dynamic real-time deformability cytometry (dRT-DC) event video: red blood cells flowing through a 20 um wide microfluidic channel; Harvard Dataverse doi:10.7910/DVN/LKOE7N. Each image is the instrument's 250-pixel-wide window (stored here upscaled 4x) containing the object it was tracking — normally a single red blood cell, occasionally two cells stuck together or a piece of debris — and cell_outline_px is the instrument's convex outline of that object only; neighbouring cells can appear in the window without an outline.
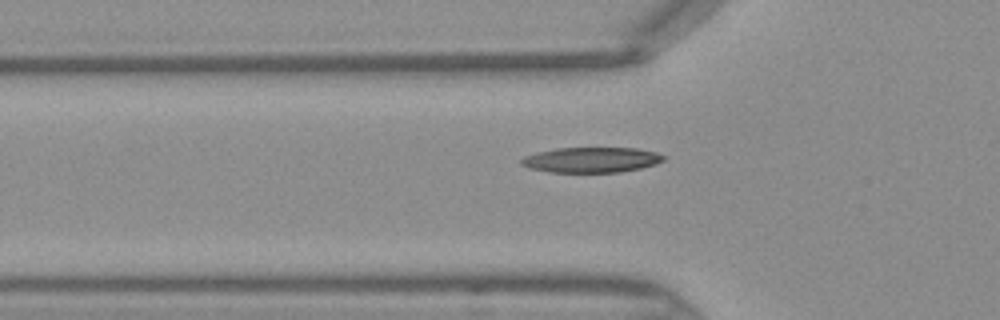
{"species": "Egyptian fruit bat (a non-hibernating species)", "species_latin": "Rousettus aegyptiacus", "temperature_condition": "warm", "stored_images_in_passage": 31, "camera_frame_rate_fps": 3000, "um_per_image_px": 0.085, "frame": {"image": 1, "passage_image": 6, "time_ms": 1.667, "image_size_px": [1000, 320], "cell_outline_px": [[664, 160], [656, 164], [640, 168], [620, 172], [548, 172], [528, 168], [520, 164], [520, 160], [524, 156], [536, 152], [556, 148], [636, 148], [656, 152], [664, 156]], "centroid_in_image_um": [50.22, 13.59], "position_along_channel_um": 75.6, "area_um2": 21.04}}
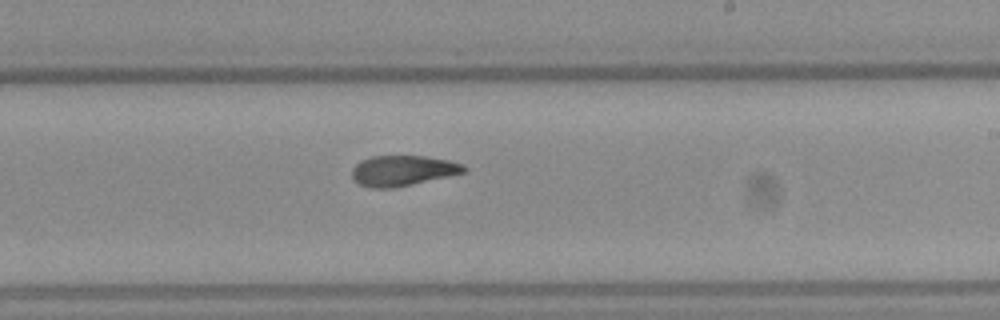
{"frame": {"image": 2, "passage_image": 18, "time_ms": 5.667, "image_size_px": [1000, 320], "cell_outline_px": [[468, 172], [396, 188], [368, 188], [360, 184], [352, 176], [352, 168], [360, 160], [372, 156], [424, 156], [448, 160], [464, 164], [468, 168]], "centroid_in_image_um": [34.27, 14.51], "position_along_channel_um": 254.7, "area_um2": 20.11}}
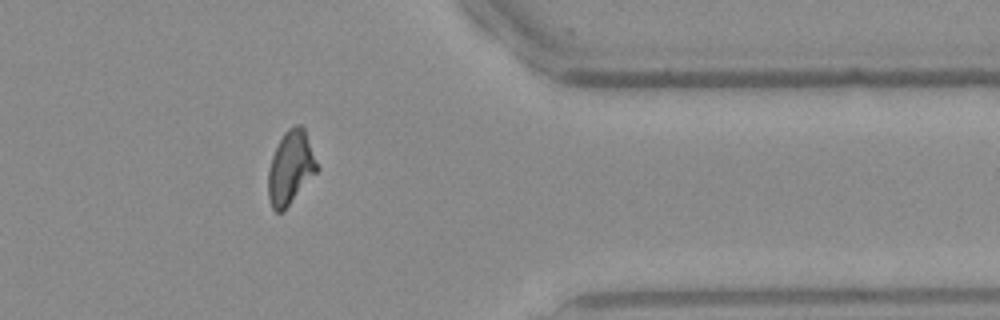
{"frame": {"image": 3, "passage_image": 28, "time_ms": 9.0, "image_size_px": [1000, 320], "cell_outline_px": [[320, 168], [284, 212], [276, 212], [272, 208], [268, 196], [268, 168], [272, 156], [284, 132], [288, 128], [296, 124], [300, 124], [304, 128]], "centroid_in_image_um": [24.71, 14.27], "position_along_channel_um": 386.7, "area_um2": 21.04}}